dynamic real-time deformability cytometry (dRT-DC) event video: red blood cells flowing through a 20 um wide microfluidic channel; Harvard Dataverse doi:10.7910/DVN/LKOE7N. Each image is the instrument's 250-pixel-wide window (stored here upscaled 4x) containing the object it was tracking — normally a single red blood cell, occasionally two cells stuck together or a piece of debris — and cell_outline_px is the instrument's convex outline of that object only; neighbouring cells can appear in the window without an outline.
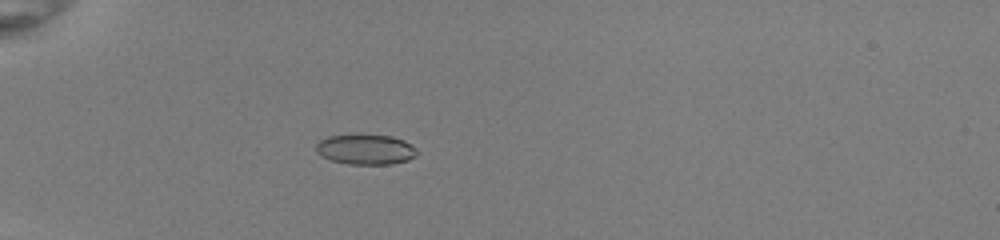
{"species": "common noctule bat (a hibernating species)", "species_latin": "Nyctalus noctula", "temperature_condition": "room temperature", "stored_images_in_passage": 36, "camera_frame_rate_fps": 3000, "um_per_image_px": 0.085, "animal": {"sex": "female", "body_mass_g": 22.0, "forearm_length_mm": 56.7}, "frame": {"image": 1, "passage_image": 1, "time_ms": 0.0, "image_size_px": [1000, 240], "cell_outline_px": [[420, 152], [416, 156], [408, 160], [392, 164], [348, 164], [332, 160], [316, 152], [316, 144], [320, 140], [328, 136], [392, 136], [404, 140], [412, 144]], "centroid_in_image_um": [31.14, 12.72], "position_along_channel_um": 53.9, "area_um2": 17.51}}
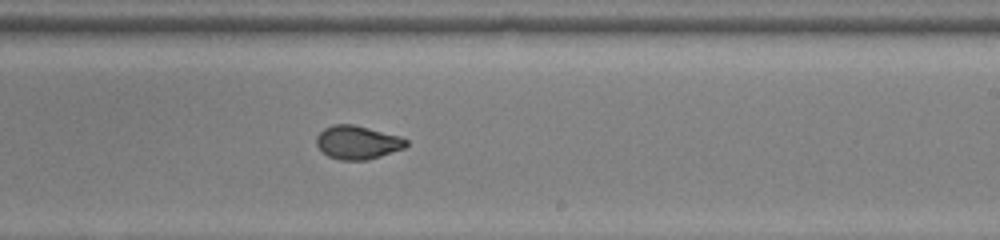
{"frame": {"image": 2, "passage_image": 18, "time_ms": 5.667, "image_size_px": [1000, 240], "cell_outline_px": [[408, 144], [404, 148], [368, 160], [340, 160], [328, 156], [316, 144], [316, 136], [324, 128], [332, 124], [352, 124], [400, 136], [408, 140]], "centroid_in_image_um": [30.38, 12.1], "position_along_channel_um": 258.6, "area_um2": 17.46}}
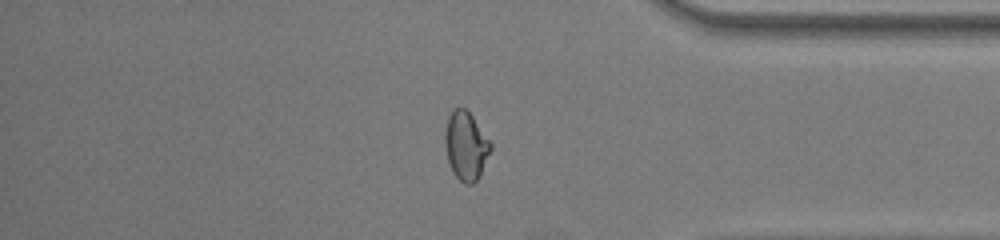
{"frame": {"image": 3, "passage_image": 29, "time_ms": 9.333, "image_size_px": [1000, 240], "cell_outline_px": [[492, 148], [480, 176], [472, 184], [464, 184], [452, 172], [448, 160], [444, 140], [444, 132], [448, 116], [456, 108], [464, 108], [472, 116], [492, 144]], "centroid_in_image_um": [39.6, 12.42], "position_along_channel_um": 395.6, "area_um2": 18.09}, "authors_computed_cell_mechanics": {"area_um2": 17.918, "velocity_mm_per_s": 4.0176, "shape_relaxation_time_tau1_ms": 10.8236, "shape_relaxation_time_tau2_ms": null, "deformation_change_tau1": 0.2587, "deformation_change_tau2": null}}